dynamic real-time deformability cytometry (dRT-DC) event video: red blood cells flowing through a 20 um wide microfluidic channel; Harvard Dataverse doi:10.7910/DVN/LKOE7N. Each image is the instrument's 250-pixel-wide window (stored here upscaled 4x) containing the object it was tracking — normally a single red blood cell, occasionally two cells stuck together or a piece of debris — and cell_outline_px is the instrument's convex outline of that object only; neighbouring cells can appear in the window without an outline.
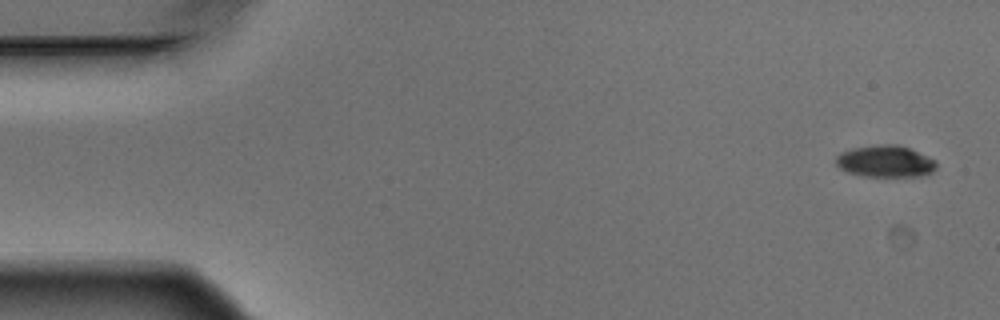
{"species": "Egyptian fruit bat (a non-hibernating species)", "species_latin": "Rousettus aegyptiacus", "temperature_condition": "warm", "stored_images_in_passage": 4, "camera_frame_rate_fps": 3000, "um_per_image_px": 0.085, "animal": {"sex": "male"}, "frame": {"image": 1, "passage_image": 1, "time_ms": 0.0, "image_size_px": [1000, 320], "cell_outline_px": [[936, 168], [932, 172], [924, 176], [864, 176], [848, 172], [840, 168], [836, 164], [836, 156], [840, 152], [852, 148], [876, 144], [900, 144], [936, 160]], "centroid_in_image_um": [75.25, 13.7], "position_along_channel_um": 9.7, "area_um2": 18.73}}